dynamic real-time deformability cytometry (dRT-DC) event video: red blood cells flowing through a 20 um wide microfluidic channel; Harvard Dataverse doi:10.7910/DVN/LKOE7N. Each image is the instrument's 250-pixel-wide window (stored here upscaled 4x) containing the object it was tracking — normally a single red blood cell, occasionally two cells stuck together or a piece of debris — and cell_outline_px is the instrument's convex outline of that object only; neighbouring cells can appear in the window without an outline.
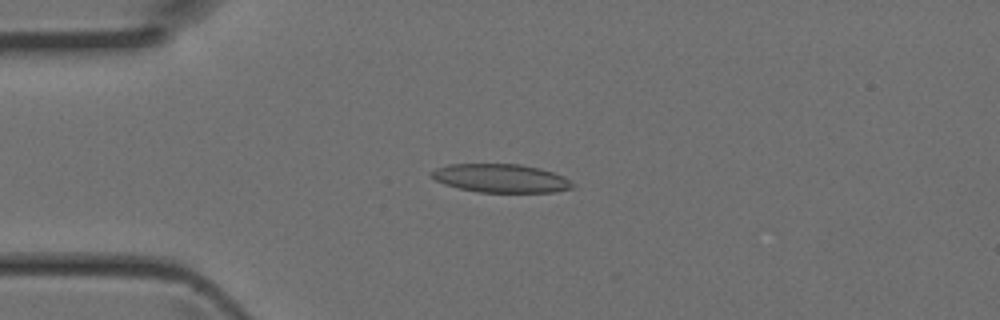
{"species": "Egyptian fruit bat (a non-hibernating species)", "species_latin": "Rousettus aegyptiacus", "temperature_condition": "room temperature", "stored_images_in_passage": 44, "camera_frame_rate_fps": 3000, "um_per_image_px": 0.085, "animal": {"sex": "female"}, "frame": {"image": 1, "passage_image": 11, "time_ms": 3.333, "image_size_px": [1000, 320], "cell_outline_px": [[576, 184], [572, 188], [556, 192], [480, 192], [460, 188], [444, 184], [436, 180], [432, 176], [432, 172], [436, 168], [448, 164], [520, 164], [540, 168], [564, 176]], "centroid_in_image_um": [42.62, 15.15], "position_along_channel_um": 42.4, "area_um2": 23.35}}
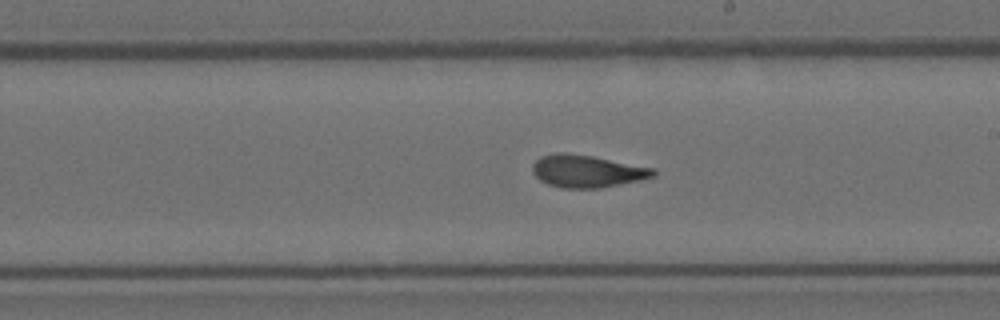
{"frame": {"image": 2, "passage_image": 25, "time_ms": 8.0, "image_size_px": [1000, 320], "cell_outline_px": [[656, 176], [640, 180], [600, 188], [564, 188], [548, 184], [540, 180], [532, 172], [532, 164], [540, 156], [556, 152], [568, 152], [592, 156], [656, 168]], "centroid_in_image_um": [49.9, 14.54], "position_along_channel_um": 239.1, "area_um2": 23.0}}
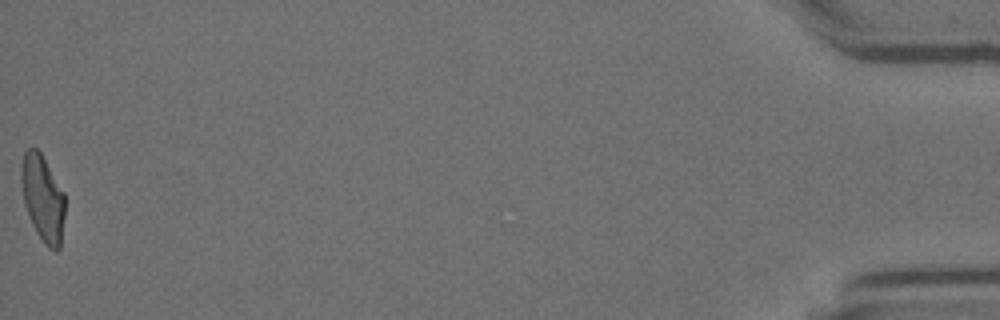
{"frame": {"image": 3, "passage_image": 44, "time_ms": 14.333, "image_size_px": [1000, 320], "cell_outline_px": [[64, 216], [60, 248], [56, 252], [48, 248], [44, 244], [36, 232], [32, 224], [24, 204], [20, 180], [20, 164], [24, 152], [28, 148], [36, 148], [40, 152], [64, 192]], "centroid_in_image_um": [3.61, 16.85], "position_along_channel_um": 431.6, "area_um2": 22.14}}